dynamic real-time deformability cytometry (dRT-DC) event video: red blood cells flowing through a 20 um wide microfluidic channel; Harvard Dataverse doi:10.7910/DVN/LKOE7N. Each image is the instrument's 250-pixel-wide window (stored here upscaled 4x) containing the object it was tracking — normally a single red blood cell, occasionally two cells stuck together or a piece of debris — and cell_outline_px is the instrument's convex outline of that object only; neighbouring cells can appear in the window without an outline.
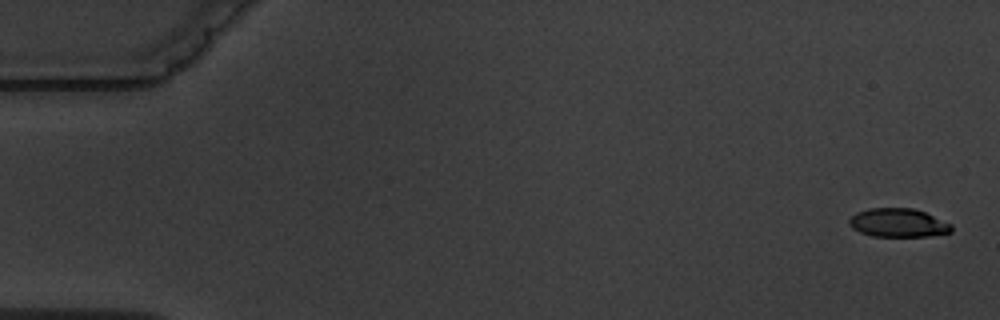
{"species": "common noctule bat (a hibernating species)", "species_latin": "Nyctalus noctula", "temperature_condition": "warm", "stored_images_in_passage": 5, "camera_frame_rate_fps": 3000, "um_per_image_px": 0.085, "animal": {"sex": "male", "body_mass_g": 19.5, "forearm_length_mm": 54.6}, "frame": {"image": 1, "passage_image": 1, "time_ms": 0.0, "image_size_px": [1000, 320], "cell_outline_px": [[952, 232], [928, 236], [872, 236], [860, 232], [852, 228], [848, 224], [848, 220], [856, 212], [868, 208], [912, 208], [924, 212], [952, 224]], "centroid_in_image_um": [76.32, 18.93], "position_along_channel_um": 8.7, "area_um2": 17.05}}
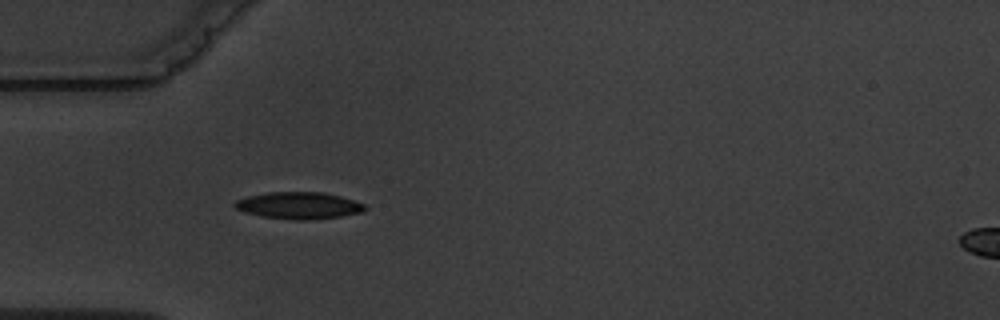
{"frame": {"image": 2, "passage_image": 5, "time_ms": 5.333, "image_size_px": [1000, 320], "cell_outline_px": [[368, 208], [364, 212], [340, 216], [308, 220], [292, 220], [260, 216], [244, 212], [236, 208], [232, 204], [236, 200], [248, 196], [268, 192], [320, 192], [340, 196], [364, 204]], "centroid_in_image_um": [25.38, 17.47], "position_along_channel_um": 59.6, "area_um2": 20.4}}